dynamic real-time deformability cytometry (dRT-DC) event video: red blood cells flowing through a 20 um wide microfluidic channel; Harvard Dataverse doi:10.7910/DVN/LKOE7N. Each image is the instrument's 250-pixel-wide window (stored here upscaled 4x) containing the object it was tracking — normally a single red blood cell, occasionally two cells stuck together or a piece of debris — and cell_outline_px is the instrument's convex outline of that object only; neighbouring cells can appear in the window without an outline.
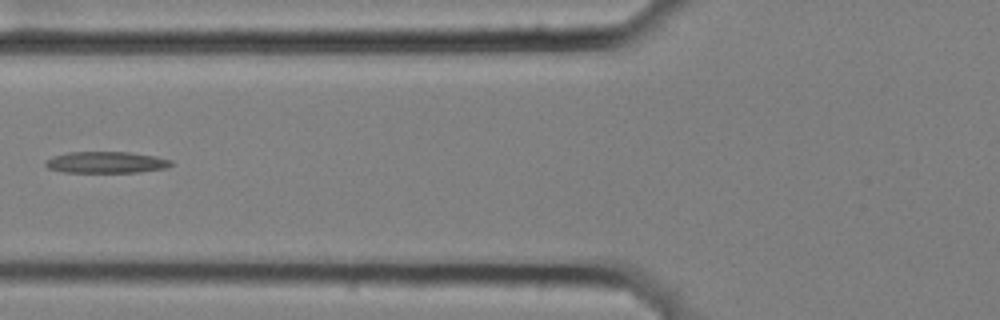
{"species": "common noctule bat (a hibernating species)", "species_latin": "Nyctalus noctula", "temperature_condition": "cold", "stored_images_in_passage": 10, "camera_frame_rate_fps": 3000, "um_per_image_px": 0.085, "animal": {"sex": "female", "body_mass_g": 25.1}, "frame": {"image": 1, "passage_image": 5, "time_ms": 1.333, "image_size_px": [1000, 320], "cell_outline_px": [[176, 164], [168, 168], [140, 172], [64, 172], [48, 168], [44, 164], [44, 160], [52, 156], [68, 152], [128, 152], [156, 156], [172, 160]], "centroid_in_image_um": [9.06, 13.8], "position_along_channel_um": 116.7, "area_um2": 15.95}}
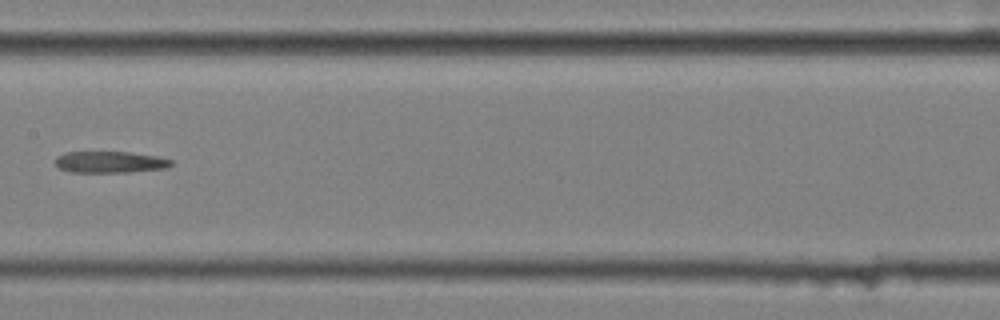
{"frame": {"image": 2, "passage_image": 7, "time_ms": 2.0, "image_size_px": [1000, 320], "cell_outline_px": [[172, 164], [168, 168], [128, 172], [68, 172], [60, 168], [56, 164], [56, 156], [64, 152], [128, 152], [156, 156], [172, 160]], "centroid_in_image_um": [9.34, 13.78], "position_along_channel_um": 198.1, "area_um2": 14.51}}
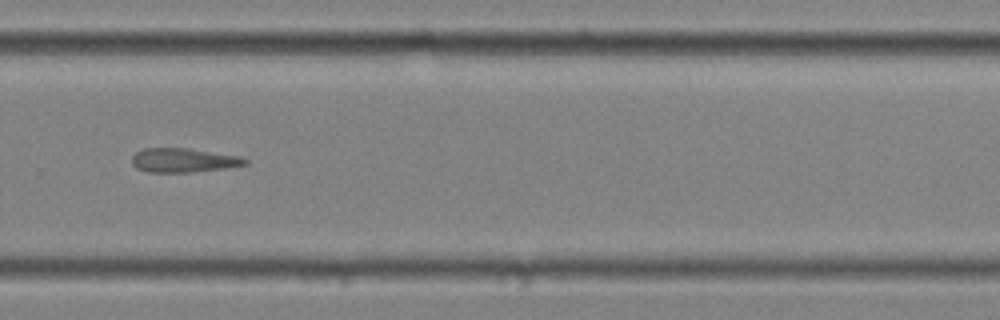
{"frame": {"image": 3, "passage_image": 10, "time_ms": 3.0, "image_size_px": [1000, 320], "cell_outline_px": [[248, 164], [224, 168], [192, 172], [148, 172], [136, 168], [132, 164], [132, 156], [136, 152], [144, 148], [188, 148], [240, 156], [248, 160]], "centroid_in_image_um": [15.58, 13.62], "position_along_channel_um": 314.2, "area_um2": 15.9}}